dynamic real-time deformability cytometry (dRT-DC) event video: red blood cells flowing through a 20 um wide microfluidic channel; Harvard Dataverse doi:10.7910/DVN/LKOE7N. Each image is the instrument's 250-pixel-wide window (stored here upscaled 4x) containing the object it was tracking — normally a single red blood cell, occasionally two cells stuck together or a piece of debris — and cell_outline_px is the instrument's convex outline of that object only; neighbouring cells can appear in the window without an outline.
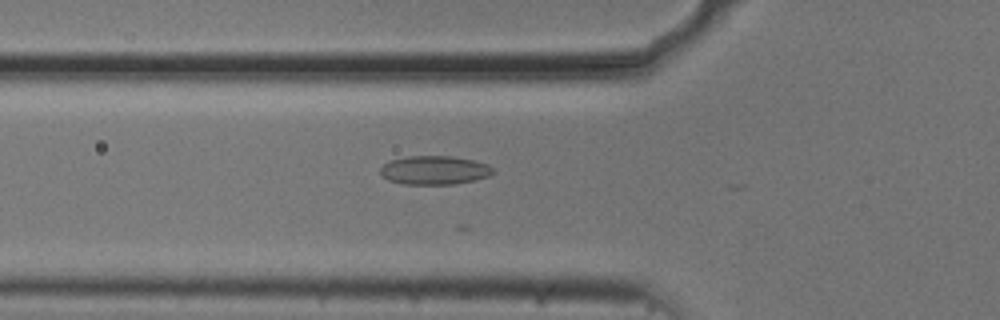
{"species": "common noctule bat (a hibernating species)", "species_latin": "Nyctalus noctula", "temperature_condition": "cold", "stored_images_in_passage": 16, "camera_frame_rate_fps": 3000, "um_per_image_px": 0.085, "animal": {"sex": "male", "body_mass_g": 20.5, "forearm_length_mm": 52.5}, "frame": {"image": 1, "passage_image": 5, "time_ms": 1.333, "image_size_px": [1000, 320], "cell_outline_px": [[496, 172], [488, 176], [472, 180], [452, 184], [404, 184], [388, 180], [380, 176], [380, 168], [388, 160], [408, 156], [452, 156], [472, 160], [488, 164]], "centroid_in_image_um": [36.88, 14.46], "position_along_channel_um": 88.9, "area_um2": 18.9}}
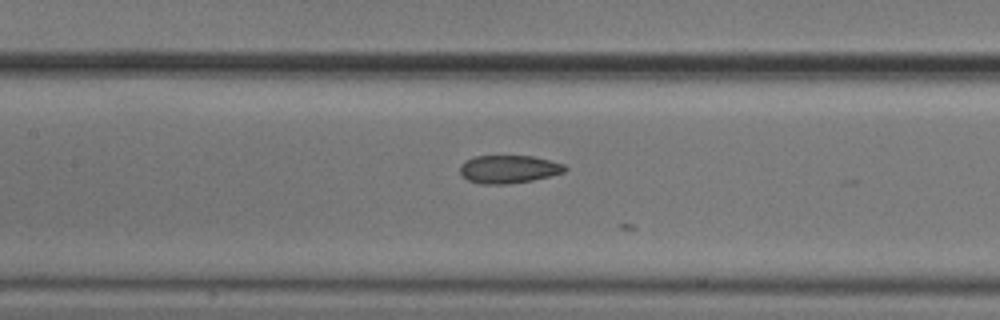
{"frame": {"image": 2, "passage_image": 11, "time_ms": 3.333, "image_size_px": [1000, 320], "cell_outline_px": [[568, 168], [564, 172], [532, 180], [508, 184], [480, 184], [468, 180], [460, 176], [460, 164], [464, 160], [472, 156], [532, 156], [564, 164]], "centroid_in_image_um": [43.17, 14.38], "position_along_channel_um": 164.2, "area_um2": 17.22}}
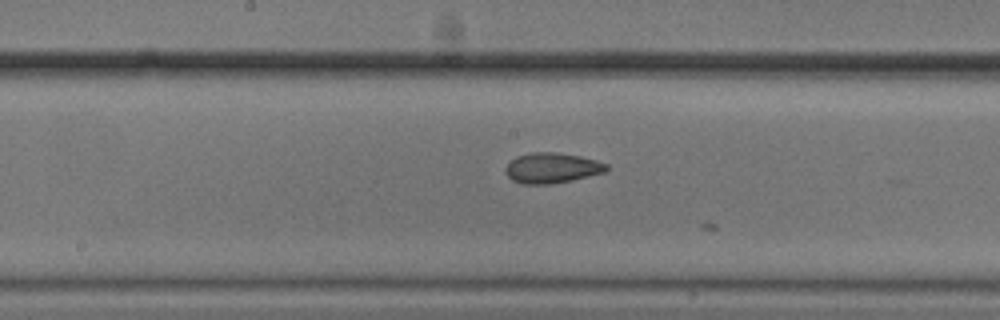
{"frame": {"image": 3, "passage_image": 14, "time_ms": 4.333, "image_size_px": [1000, 320], "cell_outline_px": [[608, 168], [604, 172], [572, 180], [552, 184], [524, 184], [512, 180], [504, 172], [504, 168], [516, 156], [532, 152], [556, 152], [580, 156], [596, 160], [608, 164]], "centroid_in_image_um": [46.89, 14.27], "position_along_channel_um": 201.3, "area_um2": 17.86}}